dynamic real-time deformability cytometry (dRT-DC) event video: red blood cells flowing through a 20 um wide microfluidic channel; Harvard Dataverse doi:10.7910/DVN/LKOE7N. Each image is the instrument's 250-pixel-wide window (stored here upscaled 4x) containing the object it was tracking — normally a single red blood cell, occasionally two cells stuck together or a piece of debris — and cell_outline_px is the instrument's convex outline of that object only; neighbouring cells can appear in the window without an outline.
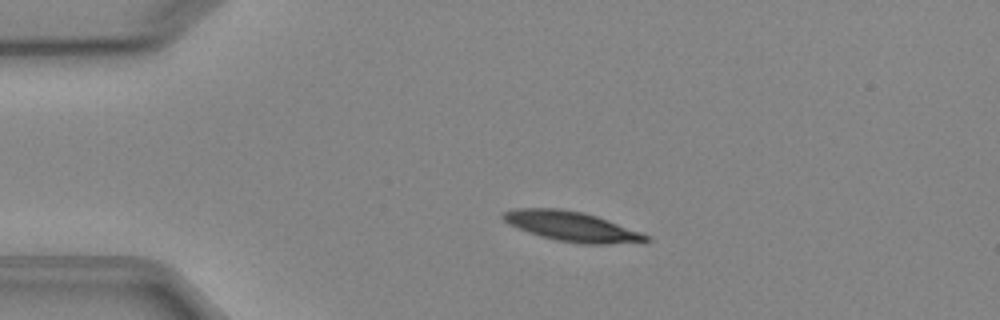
{"species": "Egyptian fruit bat (a non-hibernating species)", "species_latin": "Rousettus aegyptiacus", "temperature_condition": "cold", "stored_images_in_passage": 5, "camera_frame_rate_fps": 3000, "um_per_image_px": 0.085, "animal": {"sex": "female"}, "frame": {"image": 1, "passage_image": 4, "time_ms": 3.333, "image_size_px": [1000, 320], "cell_outline_px": [[652, 240], [604, 244], [584, 244], [556, 240], [540, 236], [528, 232], [508, 224], [500, 216], [504, 212], [516, 208], [556, 208], [584, 212], [596, 216], [640, 232], [648, 236]], "centroid_in_image_um": [48.52, 19.23], "position_along_channel_um": 36.5, "area_um2": 24.45}}